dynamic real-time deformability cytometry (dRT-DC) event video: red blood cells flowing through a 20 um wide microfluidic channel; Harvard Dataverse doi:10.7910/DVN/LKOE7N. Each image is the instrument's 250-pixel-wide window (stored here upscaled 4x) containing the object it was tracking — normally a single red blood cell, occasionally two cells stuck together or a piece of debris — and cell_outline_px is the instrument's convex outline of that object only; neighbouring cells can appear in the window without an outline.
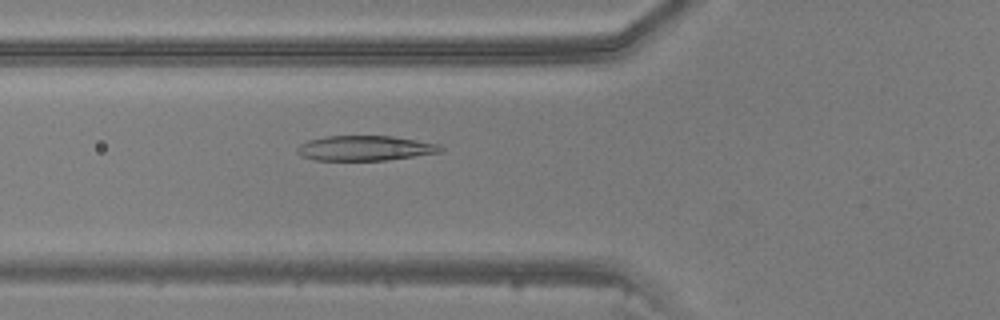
{"species": "common noctule bat (a hibernating species)", "species_latin": "Nyctalus noctula", "temperature_condition": "warm", "stored_images_in_passage": 47, "camera_frame_rate_fps": 3000, "um_per_image_px": 0.085, "animal": {"sex": "male", "body_mass_g": 20.5, "forearm_length_mm": 52.5}, "frame": {"image": 1, "passage_image": 18, "time_ms": 5.667, "image_size_px": [1000, 320], "cell_outline_px": [[444, 152], [388, 160], [316, 160], [300, 156], [296, 152], [296, 148], [300, 144], [308, 140], [328, 136], [392, 136], [440, 144], [444, 148]], "centroid_in_image_um": [31.05, 12.6], "position_along_channel_um": 94.7, "area_um2": 21.04}}
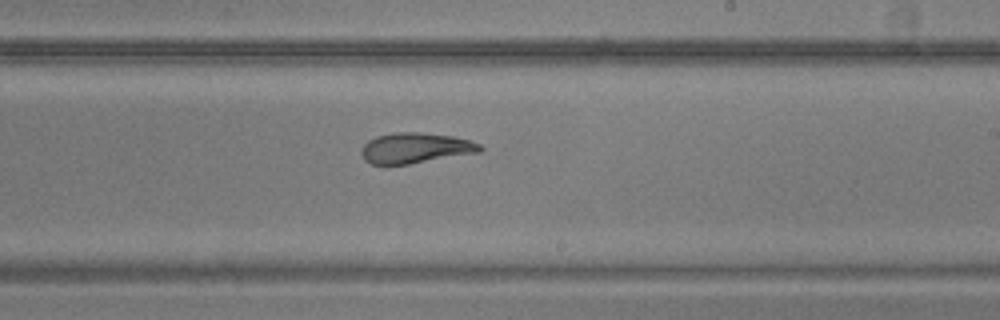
{"frame": {"image": 2, "passage_image": 29, "time_ms": 9.333, "image_size_px": [1000, 320], "cell_outline_px": [[484, 148], [480, 152], [408, 164], [372, 164], [364, 160], [360, 152], [364, 144], [368, 140], [376, 136], [392, 132], [416, 132], [452, 136], [468, 140], [480, 144]], "centroid_in_image_um": [35.28, 12.58], "position_along_channel_um": 253.7, "area_um2": 20.98}}
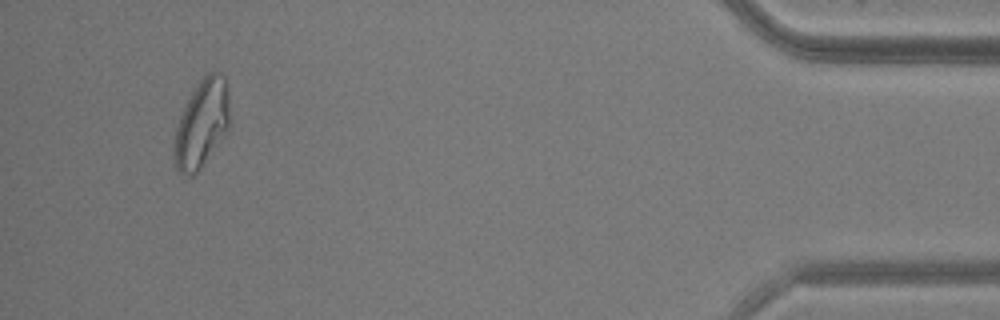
{"frame": {"image": 3, "passage_image": 45, "time_ms": 14.667, "image_size_px": [1000, 320], "cell_outline_px": [[228, 132], [200, 168], [192, 176], [188, 176], [180, 172], [176, 168], [176, 128], [180, 116], [192, 92], [200, 80], [208, 72], [216, 72], [228, 76]], "centroid_in_image_um": [17.2, 10.46], "position_along_channel_um": 418.0, "area_um2": 27.86}}